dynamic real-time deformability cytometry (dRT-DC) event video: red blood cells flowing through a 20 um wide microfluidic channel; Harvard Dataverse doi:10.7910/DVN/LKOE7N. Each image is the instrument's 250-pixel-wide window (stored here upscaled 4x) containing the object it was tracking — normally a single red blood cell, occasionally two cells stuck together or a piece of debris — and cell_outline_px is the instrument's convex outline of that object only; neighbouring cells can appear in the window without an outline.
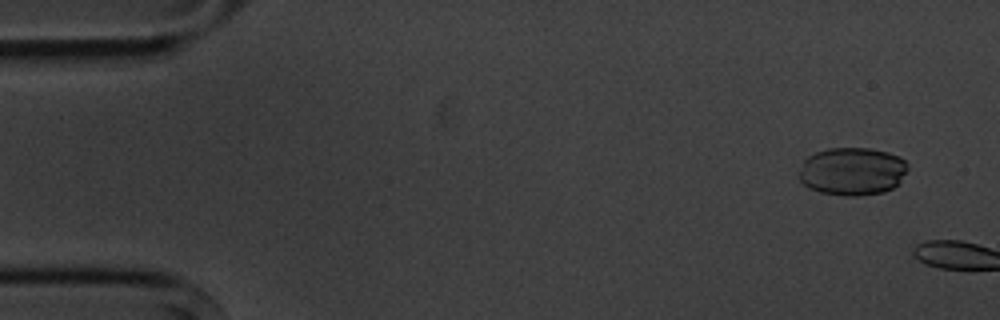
{"species": "common noctule bat (a hibernating species)", "species_latin": "Nyctalus noctula", "temperature_condition": "cold", "stored_images_in_passage": 5, "segment_of_instrument_passage": [2, 2], "camera_frame_rate_fps": 3000, "um_per_image_px": 0.085, "animal": {"sex": "male", "body_mass_g": 20.1, "forearm_length_mm": 53.5}, "frame": {"image": 1, "passage_image": 5, "time_ms": 5.333, "image_size_px": [1000, 320], "cell_outline_px": [[908, 168], [900, 180], [892, 188], [884, 192], [856, 196], [844, 196], [820, 192], [808, 188], [796, 176], [804, 160], [808, 156], [816, 152], [828, 148], [868, 148], [888, 152], [900, 156], [908, 164]], "centroid_in_image_um": [72.41, 14.56], "position_along_channel_um": 12.6, "area_um2": 30.58}}